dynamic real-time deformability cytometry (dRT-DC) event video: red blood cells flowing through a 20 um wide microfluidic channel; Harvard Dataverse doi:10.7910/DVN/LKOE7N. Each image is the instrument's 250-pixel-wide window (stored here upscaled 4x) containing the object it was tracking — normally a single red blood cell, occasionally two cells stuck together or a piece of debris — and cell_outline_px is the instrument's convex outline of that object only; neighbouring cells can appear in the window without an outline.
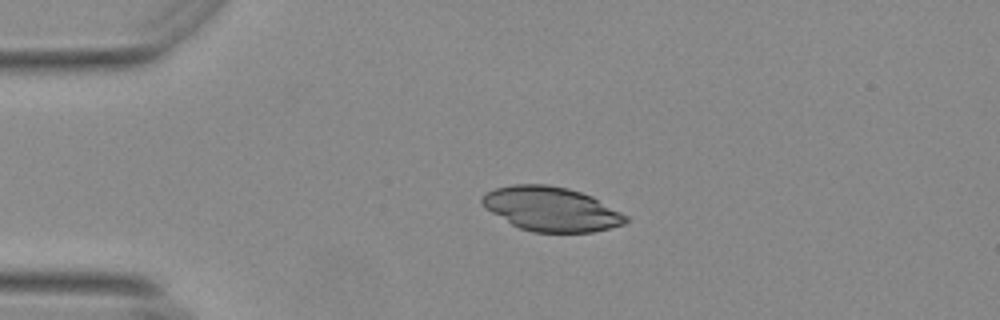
{"species": "Egyptian fruit bat (a non-hibernating species)", "species_latin": "Rousettus aegyptiacus", "temperature_condition": "warm", "stored_images_in_passage": 43, "camera_frame_rate_fps": 3000, "um_per_image_px": 0.085, "animal": {"sex": "female"}, "frame": {"image": 1, "passage_image": 1, "time_ms": 0.0, "image_size_px": [1000, 320], "cell_outline_px": [[628, 220], [624, 224], [592, 232], [532, 232], [520, 228], [512, 224], [484, 208], [480, 200], [488, 192], [496, 188], [512, 184], [548, 184], [568, 188], [592, 196], [628, 216]], "centroid_in_image_um": [46.85, 17.76], "position_along_channel_um": 38.2, "area_um2": 36.88}}
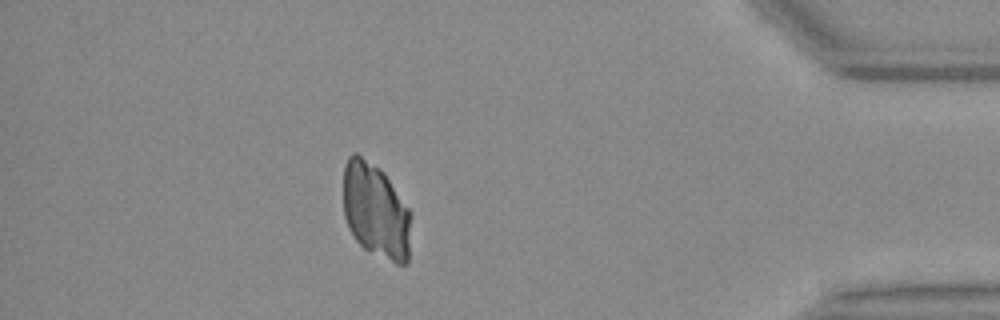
{"frame": {"image": 2, "passage_image": 37, "time_ms": 12.0, "image_size_px": [1000, 320], "cell_outline_px": [[408, 264], [396, 264], [364, 248], [356, 240], [348, 228], [344, 216], [344, 164], [348, 156], [352, 152], [356, 152], [384, 172], [408, 208]], "centroid_in_image_um": [31.88, 17.89], "position_along_channel_um": 403.3, "area_um2": 36.93}}